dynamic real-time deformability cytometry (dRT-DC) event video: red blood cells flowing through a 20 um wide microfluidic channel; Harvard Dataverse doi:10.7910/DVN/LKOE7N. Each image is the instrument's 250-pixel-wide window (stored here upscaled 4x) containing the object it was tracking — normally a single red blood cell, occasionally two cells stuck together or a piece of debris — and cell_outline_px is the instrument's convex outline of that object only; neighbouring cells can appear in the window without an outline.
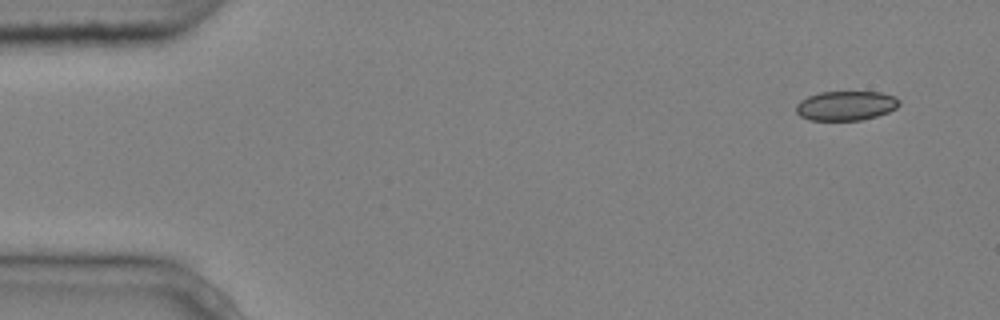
{"species": "common noctule bat (a hibernating species)", "species_latin": "Nyctalus noctula", "temperature_condition": "cold", "stored_images_in_passage": 5, "camera_frame_rate_fps": 3000, "um_per_image_px": 0.085, "animal": {"sex": "male", "body_mass_g": 20.4}, "frame": {"image": 1, "passage_image": 1, "time_ms": 0.0, "image_size_px": [1000, 320], "cell_outline_px": [[900, 104], [896, 108], [888, 112], [876, 116], [860, 120], [808, 120], [800, 116], [796, 112], [796, 104], [800, 100], [808, 96], [820, 92], [880, 92], [896, 96], [900, 100]], "centroid_in_image_um": [71.9, 8.98], "position_along_channel_um": 13.1, "area_um2": 17.8}}
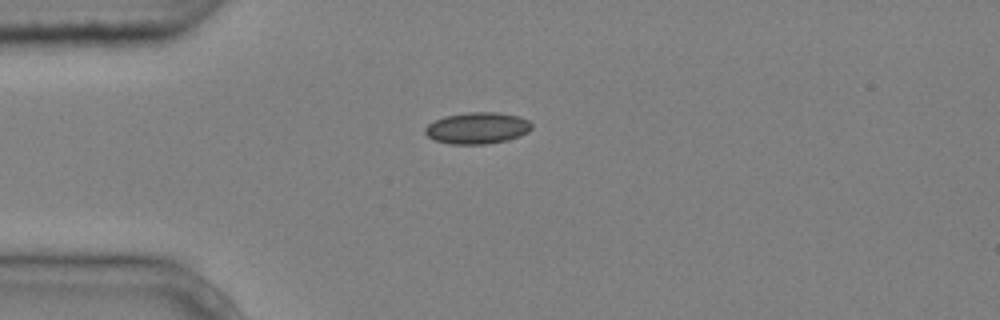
{"frame": {"image": 2, "passage_image": 3, "time_ms": 0.667, "image_size_px": [1000, 320], "cell_outline_px": [[532, 128], [528, 132], [520, 136], [508, 140], [488, 144], [448, 144], [436, 140], [428, 136], [424, 132], [424, 128], [428, 124], [444, 116], [468, 112], [496, 112], [520, 116], [528, 120], [532, 124]], "centroid_in_image_um": [40.59, 10.88], "position_along_channel_um": 44.4, "area_um2": 19.71}}
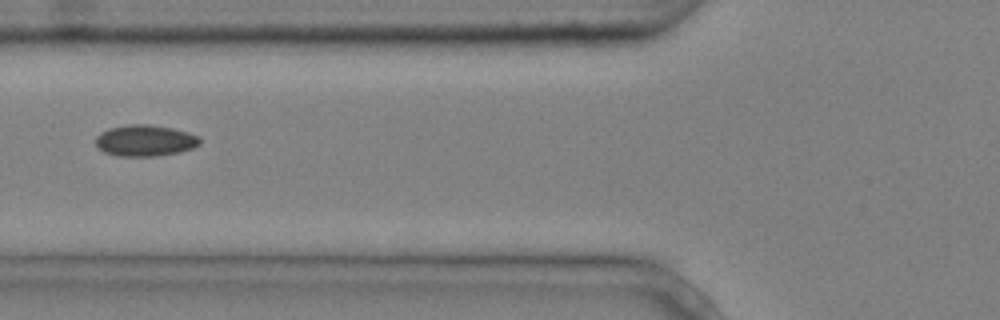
{"frame": {"image": 3, "passage_image": 5, "time_ms": 1.333, "image_size_px": [1000, 320], "cell_outline_px": [[200, 144], [192, 148], [180, 152], [156, 156], [116, 156], [104, 152], [96, 144], [96, 136], [100, 132], [112, 128], [128, 124], [148, 124], [172, 128], [188, 132], [200, 136]], "centroid_in_image_um": [12.35, 11.95], "position_along_channel_um": 113.5, "area_um2": 19.02}}